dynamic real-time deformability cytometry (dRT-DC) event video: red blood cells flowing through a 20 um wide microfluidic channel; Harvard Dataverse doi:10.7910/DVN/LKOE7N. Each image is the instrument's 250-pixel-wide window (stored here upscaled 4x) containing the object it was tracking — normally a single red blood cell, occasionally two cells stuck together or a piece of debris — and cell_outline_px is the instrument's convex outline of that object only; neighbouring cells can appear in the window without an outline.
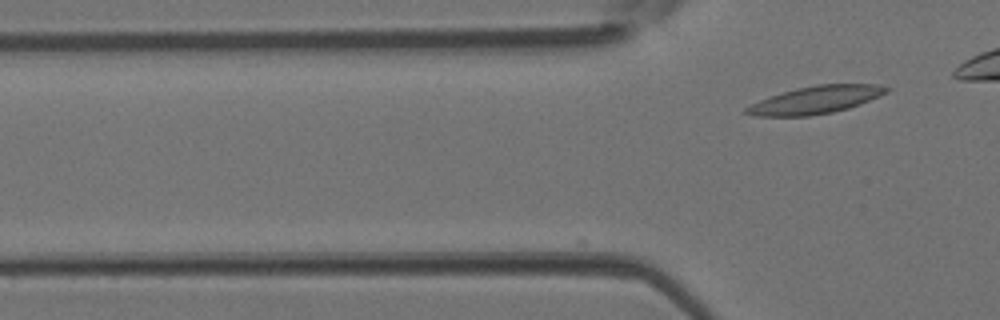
{"species": "Egyptian fruit bat (a non-hibernating species)", "species_latin": "Rousettus aegyptiacus", "temperature_condition": "room temperature", "stored_images_in_passage": 2, "camera_frame_rate_fps": 3000, "um_per_image_px": 0.085, "animal": {"sex": "female"}, "frame": {"image": 1, "passage_image": 2, "time_ms": 0.333, "image_size_px": [1000, 320], "cell_outline_px": [[892, 88], [888, 92], [880, 96], [860, 104], [848, 108], [832, 112], [808, 116], [752, 116], [740, 112], [744, 108], [760, 100], [796, 88], [816, 84], [880, 84]], "centroid_in_image_um": [69.34, 8.49], "position_along_channel_um": 56.5, "area_um2": 22.6}}